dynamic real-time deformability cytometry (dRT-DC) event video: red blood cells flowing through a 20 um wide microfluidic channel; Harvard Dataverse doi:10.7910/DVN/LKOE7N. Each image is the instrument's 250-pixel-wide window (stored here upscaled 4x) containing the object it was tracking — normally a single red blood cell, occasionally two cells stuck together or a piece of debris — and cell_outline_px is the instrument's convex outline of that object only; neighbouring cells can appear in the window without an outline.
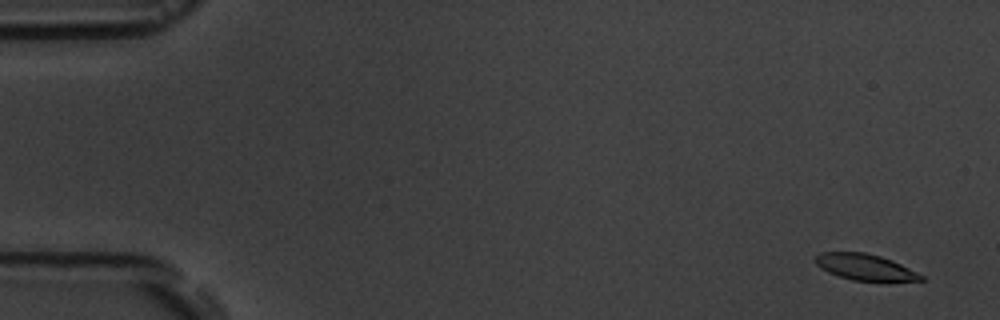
{"species": "common noctule bat (a hibernating species)", "species_latin": "Nyctalus noctula", "temperature_condition": "room temperature", "stored_images_in_passage": 6, "camera_frame_rate_fps": 3000, "um_per_image_px": 0.085, "animal": {"sex": "male", "body_mass_g": 19.5, "forearm_length_mm": 54.6}, "frame": {"image": 1, "passage_image": 1, "time_ms": 0.0, "image_size_px": [1000, 320], "cell_outline_px": [[924, 280], [852, 280], [828, 272], [820, 268], [816, 264], [816, 256], [820, 252], [864, 252], [880, 256], [892, 260], [924, 276]], "centroid_in_image_um": [73.48, 22.68], "position_along_channel_um": 11.5, "area_um2": 15.66}}